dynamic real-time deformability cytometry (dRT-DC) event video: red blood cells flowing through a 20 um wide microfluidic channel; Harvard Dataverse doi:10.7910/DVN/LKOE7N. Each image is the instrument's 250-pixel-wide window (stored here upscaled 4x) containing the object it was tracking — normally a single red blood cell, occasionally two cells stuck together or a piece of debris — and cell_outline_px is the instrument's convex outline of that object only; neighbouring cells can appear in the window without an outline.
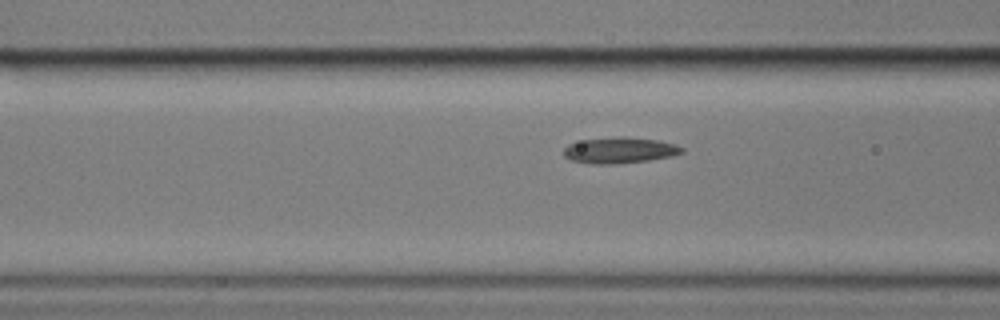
{"species": "common noctule bat (a hibernating species)", "species_latin": "Nyctalus noctula", "temperature_condition": "cold", "stored_images_in_passage": 16, "camera_frame_rate_fps": 3000, "um_per_image_px": 0.085, "animal": {"sex": "male", "body_mass_g": 17.9}, "frame": {"image": 1, "passage_image": 14, "time_ms": 4.333, "image_size_px": [1000, 320], "cell_outline_px": [[684, 152], [672, 156], [648, 160], [616, 164], [592, 164], [572, 160], [564, 156], [564, 148], [568, 144], [584, 140], [620, 136], [624, 136], [656, 140], [676, 144], [684, 148]], "centroid_in_image_um": [52.69, 12.77], "position_along_channel_um": 113.9, "area_um2": 17.86}}